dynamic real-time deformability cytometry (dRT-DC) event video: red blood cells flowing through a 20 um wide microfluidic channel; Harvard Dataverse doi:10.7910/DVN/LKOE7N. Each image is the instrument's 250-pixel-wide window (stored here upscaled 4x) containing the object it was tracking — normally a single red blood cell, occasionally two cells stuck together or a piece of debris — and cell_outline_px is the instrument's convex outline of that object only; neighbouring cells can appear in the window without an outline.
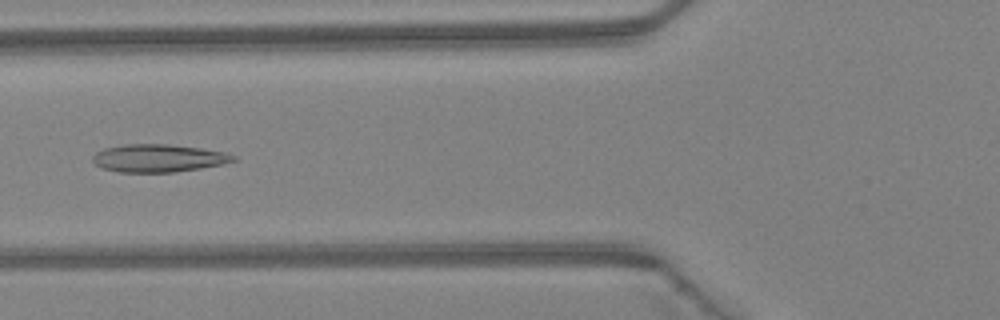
{"species": "Egyptian fruit bat (a non-hibernating species)", "species_latin": "Rousettus aegyptiacus", "temperature_condition": "warm", "stored_images_in_passage": 39, "camera_frame_rate_fps": 3000, "um_per_image_px": 0.085, "animal": {"sex": "female"}, "frame": {"image": 1, "passage_image": 11, "time_ms": 3.333, "image_size_px": [1000, 320], "cell_outline_px": [[236, 160], [220, 164], [200, 168], [172, 172], [120, 172], [104, 168], [96, 164], [92, 160], [92, 156], [96, 152], [104, 148], [124, 144], [168, 144], [200, 148], [224, 152], [236, 156]], "centroid_in_image_um": [13.44, 13.43], "position_along_channel_um": 112.4, "area_um2": 22.54}}
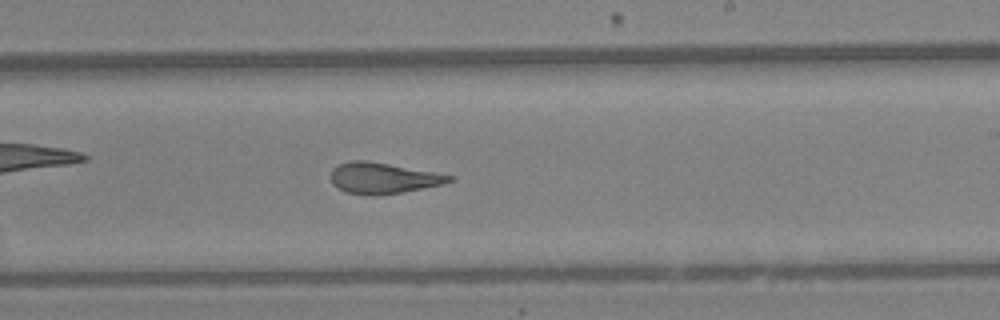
{"frame": {"image": 2, "passage_image": 21, "time_ms": 6.667, "image_size_px": [1000, 320], "cell_outline_px": [[456, 176], [452, 180], [440, 184], [400, 192], [348, 192], [332, 184], [332, 168], [340, 164], [352, 160], [364, 160], [436, 172]], "centroid_in_image_um": [32.58, 15.08], "position_along_channel_um": 256.4, "area_um2": 20.11}}
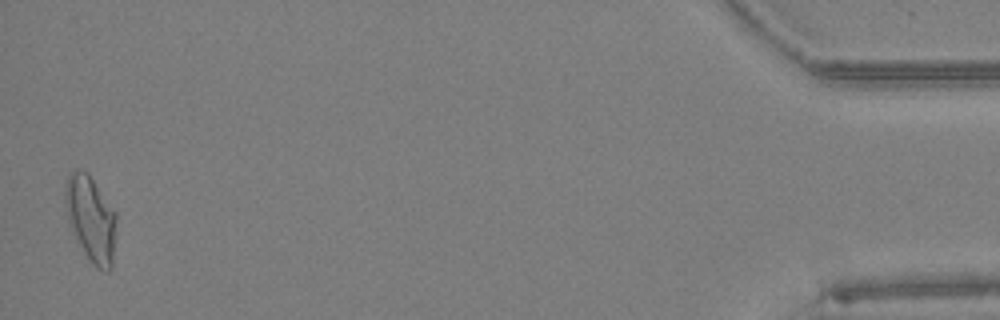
{"frame": {"image": 3, "passage_image": 39, "time_ms": 12.667, "image_size_px": [1000, 320], "cell_outline_px": [[116, 220], [112, 268], [108, 272], [96, 268], [84, 252], [68, 220], [64, 200], [64, 192], [68, 176], [76, 168], [80, 168], [88, 172], [116, 212]], "centroid_in_image_um": [7.73, 18.56], "position_along_channel_um": 427.5, "area_um2": 25.37}, "authors_computed_cell_mechanics": {"area_um2": 22.1952, "velocity_mm_per_s": 4.3455, "shape_relaxation_time_tau1_ms": null, "shape_relaxation_time_tau2_ms": 1.5683, "deformation_change_tau1": null, "deformation_change_tau2": 0.09}}